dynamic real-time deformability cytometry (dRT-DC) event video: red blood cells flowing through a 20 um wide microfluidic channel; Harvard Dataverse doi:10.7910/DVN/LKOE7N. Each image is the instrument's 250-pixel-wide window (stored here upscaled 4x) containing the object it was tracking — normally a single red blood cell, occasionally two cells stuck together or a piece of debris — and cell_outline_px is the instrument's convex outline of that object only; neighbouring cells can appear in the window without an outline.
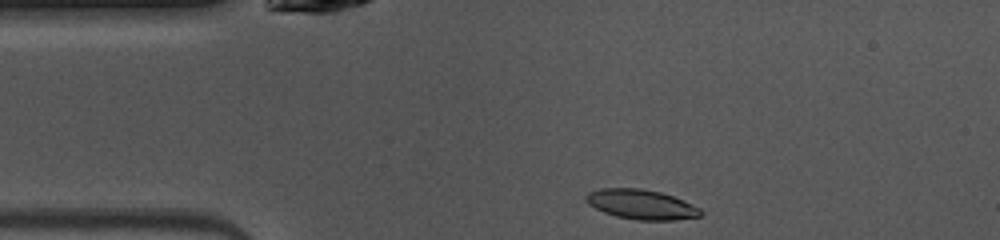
{"species": "common noctule bat (a hibernating species)", "species_latin": "Nyctalus noctula", "temperature_condition": "warm", "stored_images_in_passage": 40, "camera_frame_rate_fps": 3000, "um_per_image_px": 0.085, "animal": {"sex": "female", "body_mass_g": 10.0, "forearm_length_mm": 53.1}, "frame": {"image": 1, "passage_image": 1, "time_ms": 0.0, "image_size_px": [1000, 240], "cell_outline_px": [[704, 212], [700, 216], [676, 220], [636, 220], [616, 216], [604, 212], [588, 204], [584, 200], [584, 196], [588, 192], [600, 188], [640, 188], [660, 192], [684, 200], [700, 208]], "centroid_in_image_um": [54.5, 17.37], "position_along_channel_um": 30.5, "area_um2": 20.0}}
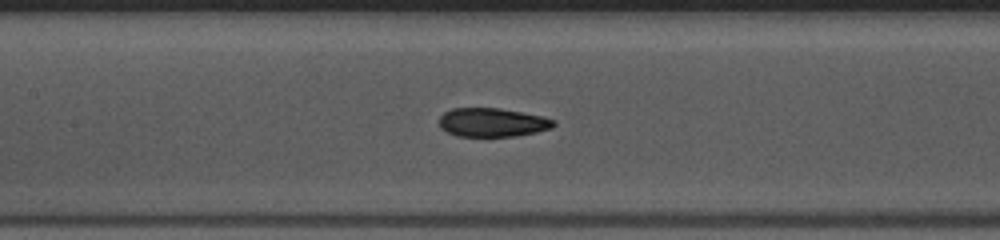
{"frame": {"image": 2, "passage_image": 13, "time_ms": 4.0, "image_size_px": [1000, 240], "cell_outline_px": [[556, 124], [552, 128], [536, 132], [516, 136], [456, 136], [440, 128], [440, 116], [444, 112], [452, 108], [500, 108], [540, 116], [556, 120]], "centroid_in_image_um": [41.84, 10.4], "position_along_channel_um": 165.6, "area_um2": 19.13}}
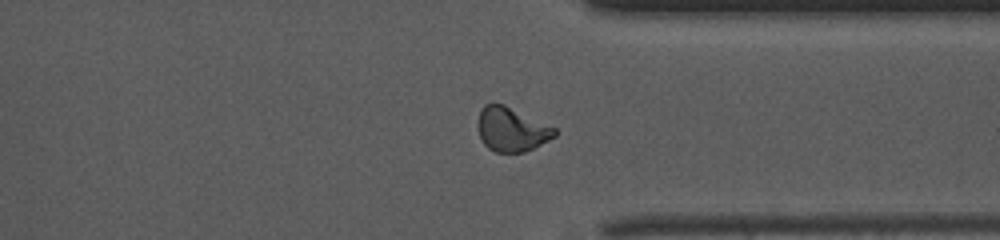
{"frame": {"image": 3, "passage_image": 28, "time_ms": 9.0, "image_size_px": [1000, 240], "cell_outline_px": [[556, 136], [524, 152], [496, 152], [488, 148], [484, 144], [480, 136], [476, 124], [480, 108], [484, 104], [504, 104], [556, 128]], "centroid_in_image_um": [43.44, 10.99], "position_along_channel_um": 368.0, "area_um2": 19.71}, "authors_computed_cell_mechanics": {"area_um2": 19.9988, "velocity_mm_per_s": 4.1006, "shape_relaxation_time_tau1_ms": 7.3387, "shape_relaxation_time_tau2_ms": 1.4143, "deformation_change_tau1": 0.2131, "deformation_change_tau2": 0.0793}}